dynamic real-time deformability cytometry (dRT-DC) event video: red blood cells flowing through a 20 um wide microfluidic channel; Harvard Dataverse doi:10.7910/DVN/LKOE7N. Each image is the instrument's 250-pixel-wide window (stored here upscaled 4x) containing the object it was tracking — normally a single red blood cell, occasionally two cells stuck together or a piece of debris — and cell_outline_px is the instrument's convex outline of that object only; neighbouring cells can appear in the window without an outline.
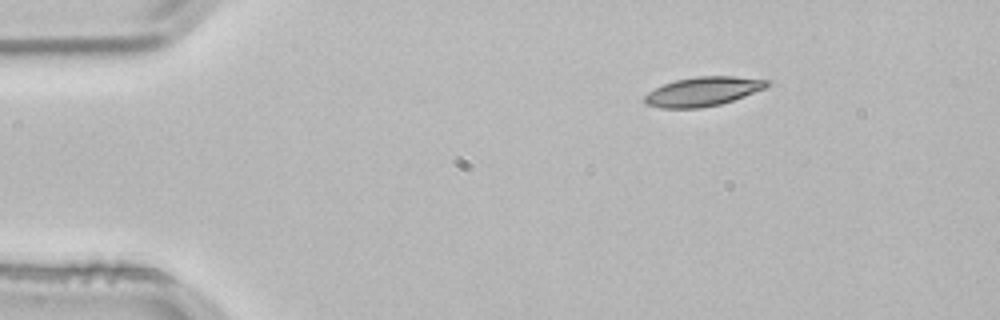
{"species": "common noctule bat (a hibernating species)", "species_latin": "Nyctalus noctula", "temperature_condition": "room temperature", "stored_images_in_passage": 2, "camera_frame_rate_fps": 3000, "um_per_image_px": 0.085, "animal": {"sex": "male", "body_mass_g": 21.5, "forearm_length_mm": 52.0}, "frame": {"image": 1, "passage_image": 1, "time_ms": 0.0, "image_size_px": [1000, 320], "cell_outline_px": [[768, 84], [764, 88], [744, 96], [720, 104], [700, 108], [660, 108], [644, 104], [644, 96], [648, 92], [664, 84], [676, 80], [696, 76], [732, 76], [768, 80]], "centroid_in_image_um": [59.69, 7.78], "position_along_channel_um": 25.3, "area_um2": 20.58}}